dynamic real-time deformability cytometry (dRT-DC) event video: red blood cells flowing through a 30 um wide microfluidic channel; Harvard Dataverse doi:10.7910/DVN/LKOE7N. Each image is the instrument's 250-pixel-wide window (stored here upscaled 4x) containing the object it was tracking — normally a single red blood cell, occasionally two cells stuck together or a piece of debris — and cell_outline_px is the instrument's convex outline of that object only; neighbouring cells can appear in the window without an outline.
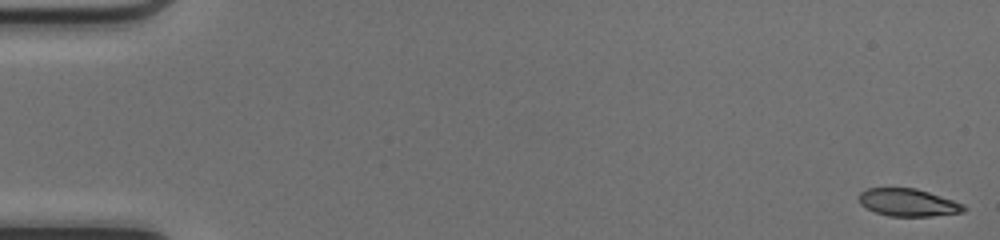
{"species": "common noctule bat (a hibernating species)", "species_latin": "Nyctalus noctula", "temperature_condition": "cold", "stored_images_in_passage": 50, "camera_frame_rate_fps": 3000, "um_per_image_px": 0.085, "animal": {"sex": "female", "body_mass_g": 17.0, "forearm_length_mm": 48.0}, "frame": {"image": 1, "passage_image": 1, "time_ms": 0.0, "image_size_px": [1000, 240], "cell_outline_px": [[968, 208], [964, 212], [932, 216], [888, 216], [876, 212], [860, 204], [856, 196], [860, 192], [868, 188], [916, 188], [964, 204]], "centroid_in_image_um": [77.17, 17.21], "position_along_channel_um": 7.8, "area_um2": 16.88}}
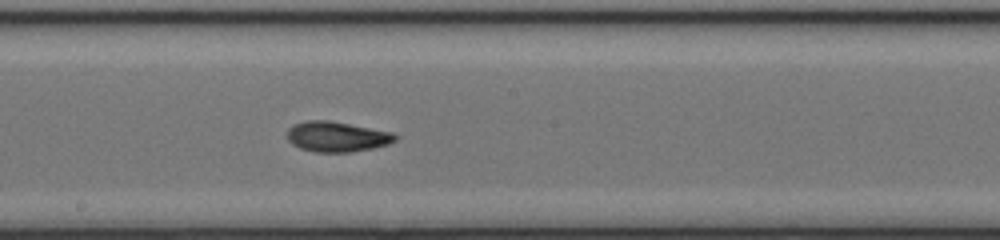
{"frame": {"image": 2, "passage_image": 28, "time_ms": 9.0, "image_size_px": [1000, 240], "cell_outline_px": [[396, 140], [388, 144], [372, 148], [352, 152], [316, 152], [300, 148], [292, 144], [288, 140], [288, 128], [292, 124], [308, 120], [328, 120], [392, 132], [396, 136]], "centroid_in_image_um": [28.6, 11.61], "position_along_channel_um": 219.6, "area_um2": 18.96}}
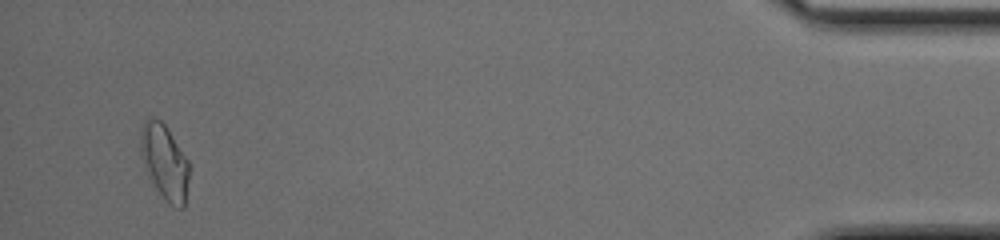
{"frame": {"image": 3, "passage_image": 48, "time_ms": 15.667, "image_size_px": [1000, 240], "cell_outline_px": [[188, 180], [184, 208], [176, 208], [164, 200], [148, 180], [144, 168], [140, 152], [140, 128], [144, 120], [148, 116], [152, 116], [160, 120], [168, 128], [188, 160]], "centroid_in_image_um": [13.94, 13.76], "position_along_channel_um": 421.3, "area_um2": 21.79}, "authors_computed_cell_mechanics": {"area_um2": 18.2937, "velocity_mm_per_s": 4.1919, "shape_relaxation_time_tau1_ms": 4.9714, "shape_relaxation_time_tau2_ms": 3.0625, "deformation_change_tau1": 0.1934, "deformation_change_tau2": 0.0957}}